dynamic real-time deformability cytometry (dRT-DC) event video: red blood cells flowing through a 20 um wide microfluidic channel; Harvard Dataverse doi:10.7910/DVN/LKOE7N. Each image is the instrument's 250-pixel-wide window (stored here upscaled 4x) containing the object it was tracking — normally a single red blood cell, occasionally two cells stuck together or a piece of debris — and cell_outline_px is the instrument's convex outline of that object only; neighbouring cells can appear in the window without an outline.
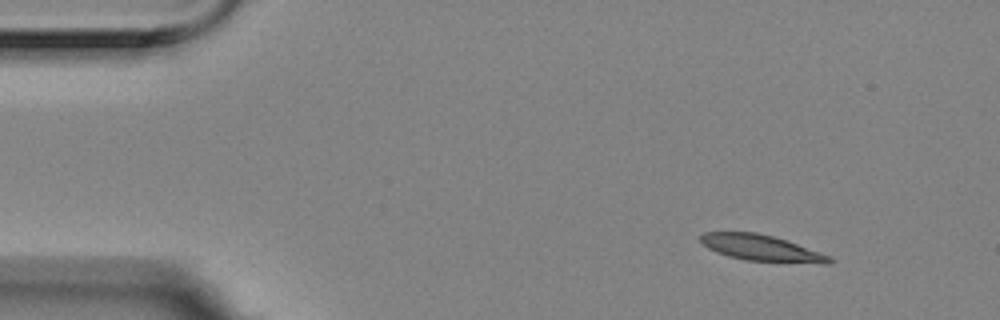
{"species": "Egyptian fruit bat (a non-hibernating species)", "species_latin": "Rousettus aegyptiacus", "temperature_condition": "room temperature", "stored_images_in_passage": 4, "segment_of_instrument_passage": [1, 2], "camera_frame_rate_fps": 3000, "um_per_image_px": 0.085, "animal": {"sex": "female"}, "frame": {"image": 1, "passage_image": 1, "time_ms": 0.0, "image_size_px": [1000, 320], "cell_outline_px": [[836, 260], [828, 264], [824, 264], [748, 260], [728, 256], [716, 252], [708, 248], [700, 240], [700, 236], [704, 232], [756, 232], [772, 236], [832, 256]], "centroid_in_image_um": [64.75, 21.09], "position_along_channel_um": 20.3, "area_um2": 19.42}}